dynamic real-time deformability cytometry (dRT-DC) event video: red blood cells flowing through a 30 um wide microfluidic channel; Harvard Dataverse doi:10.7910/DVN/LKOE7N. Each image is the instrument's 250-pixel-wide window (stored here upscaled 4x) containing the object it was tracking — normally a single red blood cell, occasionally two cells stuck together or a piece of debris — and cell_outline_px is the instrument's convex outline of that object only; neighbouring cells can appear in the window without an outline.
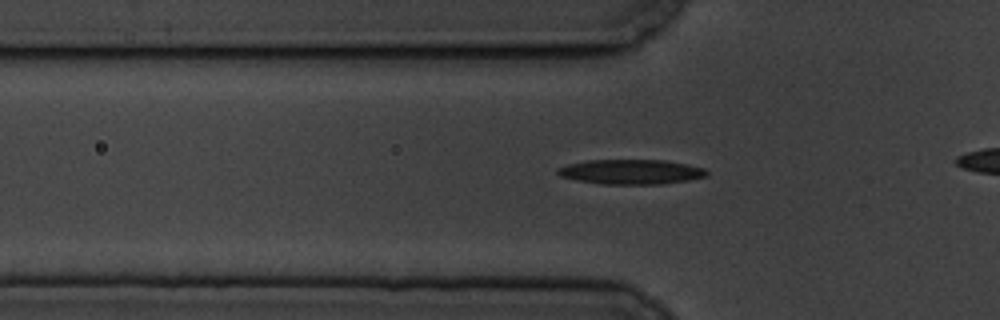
{"species": "common noctule bat (a hibernating species)", "species_latin": "Nyctalus noctula", "temperature_condition": "cold", "stored_images_in_passage": 32, "camera_frame_rate_fps": 3000, "um_per_image_px": 0.085, "animal": {"sex": "male", "body_mass_g": 19.5, "forearm_length_mm": 54.6}, "frame": {"image": 1, "passage_image": 4, "time_ms": 1.0, "image_size_px": [1000, 320], "cell_outline_px": [[708, 172], [704, 176], [688, 180], [660, 184], [600, 184], [560, 176], [556, 172], [556, 168], [568, 164], [588, 160], [664, 160], [704, 168]], "centroid_in_image_um": [53.59, 14.6], "position_along_channel_um": 72.2, "area_um2": 21.27}}
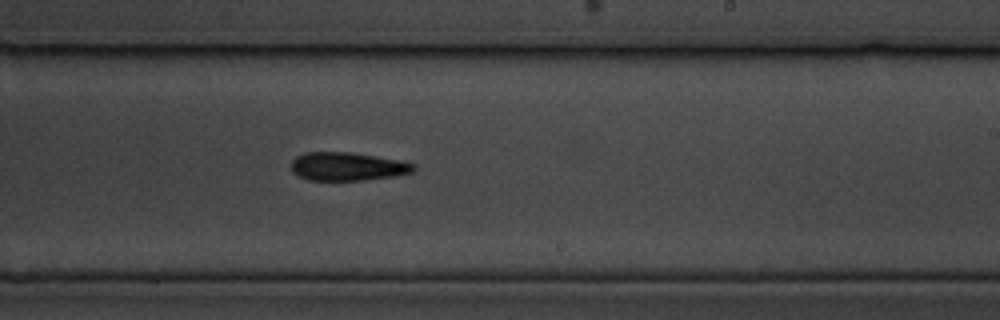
{"frame": {"image": 2, "passage_image": 20, "time_ms": 6.333, "image_size_px": [1000, 320], "cell_outline_px": [[416, 168], [412, 172], [396, 176], [364, 180], [308, 180], [292, 172], [292, 160], [296, 156], [304, 152], [352, 152], [376, 156], [416, 164]], "centroid_in_image_um": [29.53, 14.15], "position_along_channel_um": 259.5, "area_um2": 20.23}}
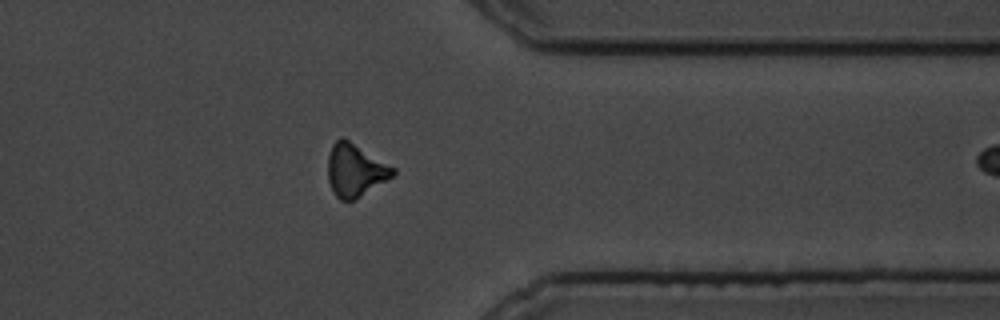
{"frame": {"image": 3, "passage_image": 31, "time_ms": 10.0, "image_size_px": [1000, 320], "cell_outline_px": [[396, 172], [392, 176], [356, 200], [340, 200], [336, 196], [328, 180], [328, 156], [332, 144], [340, 136], [344, 136], [396, 168]], "centroid_in_image_um": [30.19, 14.43], "position_along_channel_um": 381.2, "area_um2": 20.17}}